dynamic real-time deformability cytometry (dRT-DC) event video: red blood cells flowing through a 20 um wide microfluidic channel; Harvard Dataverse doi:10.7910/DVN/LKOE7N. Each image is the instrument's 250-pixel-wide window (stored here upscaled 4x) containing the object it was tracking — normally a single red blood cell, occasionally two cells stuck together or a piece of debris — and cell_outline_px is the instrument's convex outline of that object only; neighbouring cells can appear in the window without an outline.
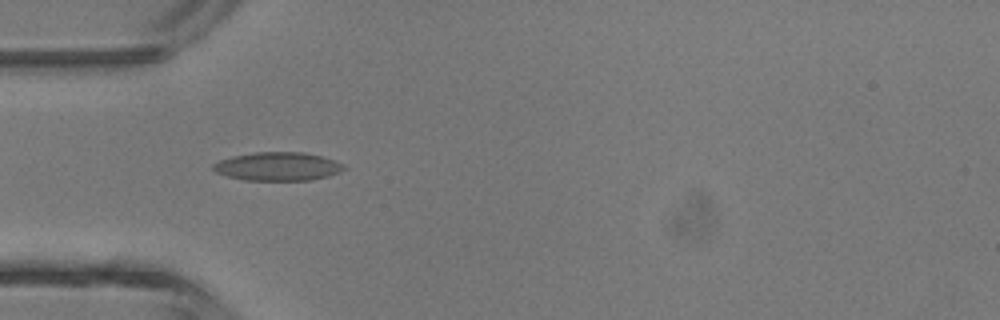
{"species": "common noctule bat (a hibernating species)", "species_latin": "Nyctalus noctula", "temperature_condition": "room temperature", "stored_images_in_passage": 3, "camera_frame_rate_fps": 3000, "um_per_image_px": 0.085, "animal": {"sex": "male", "body_mass_g": 13.3}, "frame": {"image": 1, "passage_image": 3, "time_ms": 2.333, "image_size_px": [1000, 320], "cell_outline_px": [[348, 168], [340, 172], [328, 176], [312, 180], [244, 180], [228, 176], [216, 172], [212, 168], [212, 164], [220, 160], [232, 156], [256, 152], [304, 152], [336, 160], [344, 164]], "centroid_in_image_um": [23.65, 14.14], "position_along_channel_um": 61.4, "area_um2": 21.79}}